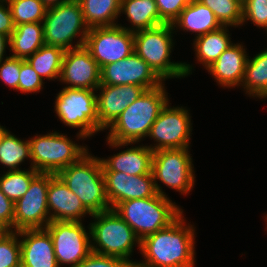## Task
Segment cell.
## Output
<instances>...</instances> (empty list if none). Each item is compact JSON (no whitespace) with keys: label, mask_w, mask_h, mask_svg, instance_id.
Here are the masks:
<instances>
[{"label":"cell","mask_w":267,"mask_h":267,"mask_svg":"<svg viewBox=\"0 0 267 267\" xmlns=\"http://www.w3.org/2000/svg\"><path fill=\"white\" fill-rule=\"evenodd\" d=\"M14 25L43 22L47 8L39 0H6Z\"/></svg>","instance_id":"cell-32"},{"label":"cell","mask_w":267,"mask_h":267,"mask_svg":"<svg viewBox=\"0 0 267 267\" xmlns=\"http://www.w3.org/2000/svg\"><path fill=\"white\" fill-rule=\"evenodd\" d=\"M91 217L95 221L90 223V237L96 244L91 241L92 252L132 261L129 258L133 246L138 244L140 249L141 242L133 229L113 209L92 214Z\"/></svg>","instance_id":"cell-6"},{"label":"cell","mask_w":267,"mask_h":267,"mask_svg":"<svg viewBox=\"0 0 267 267\" xmlns=\"http://www.w3.org/2000/svg\"><path fill=\"white\" fill-rule=\"evenodd\" d=\"M103 175L111 209L123 201L153 197L157 194L153 173L132 176L123 172L103 171Z\"/></svg>","instance_id":"cell-17"},{"label":"cell","mask_w":267,"mask_h":267,"mask_svg":"<svg viewBox=\"0 0 267 267\" xmlns=\"http://www.w3.org/2000/svg\"><path fill=\"white\" fill-rule=\"evenodd\" d=\"M101 85H138L146 90L157 88L163 81L145 60L135 52L127 58L106 64L100 69Z\"/></svg>","instance_id":"cell-15"},{"label":"cell","mask_w":267,"mask_h":267,"mask_svg":"<svg viewBox=\"0 0 267 267\" xmlns=\"http://www.w3.org/2000/svg\"><path fill=\"white\" fill-rule=\"evenodd\" d=\"M153 152L148 146H136L108 159H101L102 171H117L139 176L152 173Z\"/></svg>","instance_id":"cell-22"},{"label":"cell","mask_w":267,"mask_h":267,"mask_svg":"<svg viewBox=\"0 0 267 267\" xmlns=\"http://www.w3.org/2000/svg\"><path fill=\"white\" fill-rule=\"evenodd\" d=\"M94 91L96 90L64 87L56 96L54 107L58 118L66 126L81 128L78 139L101 131Z\"/></svg>","instance_id":"cell-9"},{"label":"cell","mask_w":267,"mask_h":267,"mask_svg":"<svg viewBox=\"0 0 267 267\" xmlns=\"http://www.w3.org/2000/svg\"><path fill=\"white\" fill-rule=\"evenodd\" d=\"M97 116L99 129L103 131L131 105L146 89L138 85H99L96 91Z\"/></svg>","instance_id":"cell-18"},{"label":"cell","mask_w":267,"mask_h":267,"mask_svg":"<svg viewBox=\"0 0 267 267\" xmlns=\"http://www.w3.org/2000/svg\"><path fill=\"white\" fill-rule=\"evenodd\" d=\"M48 210L51 222H81L85 214L92 216L57 174L51 178L48 186Z\"/></svg>","instance_id":"cell-20"},{"label":"cell","mask_w":267,"mask_h":267,"mask_svg":"<svg viewBox=\"0 0 267 267\" xmlns=\"http://www.w3.org/2000/svg\"><path fill=\"white\" fill-rule=\"evenodd\" d=\"M57 175L91 214L111 209L100 158L87 153Z\"/></svg>","instance_id":"cell-3"},{"label":"cell","mask_w":267,"mask_h":267,"mask_svg":"<svg viewBox=\"0 0 267 267\" xmlns=\"http://www.w3.org/2000/svg\"><path fill=\"white\" fill-rule=\"evenodd\" d=\"M76 267H136V261L91 252Z\"/></svg>","instance_id":"cell-37"},{"label":"cell","mask_w":267,"mask_h":267,"mask_svg":"<svg viewBox=\"0 0 267 267\" xmlns=\"http://www.w3.org/2000/svg\"><path fill=\"white\" fill-rule=\"evenodd\" d=\"M65 50L57 46L43 45L25 60L37 74L47 80L59 79Z\"/></svg>","instance_id":"cell-28"},{"label":"cell","mask_w":267,"mask_h":267,"mask_svg":"<svg viewBox=\"0 0 267 267\" xmlns=\"http://www.w3.org/2000/svg\"><path fill=\"white\" fill-rule=\"evenodd\" d=\"M8 7H6L5 3ZM5 6H4V5ZM15 29L11 10L6 0H0V33L10 38Z\"/></svg>","instance_id":"cell-40"},{"label":"cell","mask_w":267,"mask_h":267,"mask_svg":"<svg viewBox=\"0 0 267 267\" xmlns=\"http://www.w3.org/2000/svg\"><path fill=\"white\" fill-rule=\"evenodd\" d=\"M248 60L242 44H231L207 70L224 87L240 86Z\"/></svg>","instance_id":"cell-21"},{"label":"cell","mask_w":267,"mask_h":267,"mask_svg":"<svg viewBox=\"0 0 267 267\" xmlns=\"http://www.w3.org/2000/svg\"><path fill=\"white\" fill-rule=\"evenodd\" d=\"M42 23L45 45L57 46L65 51L85 45L89 27L84 21L78 0L47 8ZM77 35L80 39L75 46H72L73 39Z\"/></svg>","instance_id":"cell-7"},{"label":"cell","mask_w":267,"mask_h":267,"mask_svg":"<svg viewBox=\"0 0 267 267\" xmlns=\"http://www.w3.org/2000/svg\"><path fill=\"white\" fill-rule=\"evenodd\" d=\"M84 46L101 69L134 52V33L124 29L121 24L89 28Z\"/></svg>","instance_id":"cell-12"},{"label":"cell","mask_w":267,"mask_h":267,"mask_svg":"<svg viewBox=\"0 0 267 267\" xmlns=\"http://www.w3.org/2000/svg\"><path fill=\"white\" fill-rule=\"evenodd\" d=\"M173 28L179 27L187 32L197 33L196 37L218 30L223 25L215 14L198 0H192L172 23Z\"/></svg>","instance_id":"cell-23"},{"label":"cell","mask_w":267,"mask_h":267,"mask_svg":"<svg viewBox=\"0 0 267 267\" xmlns=\"http://www.w3.org/2000/svg\"><path fill=\"white\" fill-rule=\"evenodd\" d=\"M40 172L30 167V170L7 171L0 177L1 192L14 203L28 191L31 181Z\"/></svg>","instance_id":"cell-31"},{"label":"cell","mask_w":267,"mask_h":267,"mask_svg":"<svg viewBox=\"0 0 267 267\" xmlns=\"http://www.w3.org/2000/svg\"><path fill=\"white\" fill-rule=\"evenodd\" d=\"M89 28L114 26L120 13L121 0H78Z\"/></svg>","instance_id":"cell-27"},{"label":"cell","mask_w":267,"mask_h":267,"mask_svg":"<svg viewBox=\"0 0 267 267\" xmlns=\"http://www.w3.org/2000/svg\"><path fill=\"white\" fill-rule=\"evenodd\" d=\"M181 214L168 227L143 238L140 242L143 262L136 267H194L193 225L185 226Z\"/></svg>","instance_id":"cell-1"},{"label":"cell","mask_w":267,"mask_h":267,"mask_svg":"<svg viewBox=\"0 0 267 267\" xmlns=\"http://www.w3.org/2000/svg\"><path fill=\"white\" fill-rule=\"evenodd\" d=\"M11 231V228L3 220L0 219V236L7 235Z\"/></svg>","instance_id":"cell-44"},{"label":"cell","mask_w":267,"mask_h":267,"mask_svg":"<svg viewBox=\"0 0 267 267\" xmlns=\"http://www.w3.org/2000/svg\"><path fill=\"white\" fill-rule=\"evenodd\" d=\"M20 58L6 57L0 62V79L10 88L18 90Z\"/></svg>","instance_id":"cell-38"},{"label":"cell","mask_w":267,"mask_h":267,"mask_svg":"<svg viewBox=\"0 0 267 267\" xmlns=\"http://www.w3.org/2000/svg\"><path fill=\"white\" fill-rule=\"evenodd\" d=\"M22 267H59L53 242L46 228L19 231Z\"/></svg>","instance_id":"cell-19"},{"label":"cell","mask_w":267,"mask_h":267,"mask_svg":"<svg viewBox=\"0 0 267 267\" xmlns=\"http://www.w3.org/2000/svg\"><path fill=\"white\" fill-rule=\"evenodd\" d=\"M19 231H11L0 236V267H15L21 265V247L18 240Z\"/></svg>","instance_id":"cell-34"},{"label":"cell","mask_w":267,"mask_h":267,"mask_svg":"<svg viewBox=\"0 0 267 267\" xmlns=\"http://www.w3.org/2000/svg\"><path fill=\"white\" fill-rule=\"evenodd\" d=\"M161 109L158 118L150 128L148 136L157 142L148 146L152 151L161 149H189L192 131L188 110L182 107L171 108L168 104Z\"/></svg>","instance_id":"cell-14"},{"label":"cell","mask_w":267,"mask_h":267,"mask_svg":"<svg viewBox=\"0 0 267 267\" xmlns=\"http://www.w3.org/2000/svg\"><path fill=\"white\" fill-rule=\"evenodd\" d=\"M7 131L8 130H6V128H3V126H0V144H1L2 138L4 137Z\"/></svg>","instance_id":"cell-45"},{"label":"cell","mask_w":267,"mask_h":267,"mask_svg":"<svg viewBox=\"0 0 267 267\" xmlns=\"http://www.w3.org/2000/svg\"><path fill=\"white\" fill-rule=\"evenodd\" d=\"M26 158L31 159L29 140L22 141L7 131L0 144V163L9 171L20 170L19 164Z\"/></svg>","instance_id":"cell-30"},{"label":"cell","mask_w":267,"mask_h":267,"mask_svg":"<svg viewBox=\"0 0 267 267\" xmlns=\"http://www.w3.org/2000/svg\"><path fill=\"white\" fill-rule=\"evenodd\" d=\"M251 20L257 27L267 31V0H244L242 2V25Z\"/></svg>","instance_id":"cell-35"},{"label":"cell","mask_w":267,"mask_h":267,"mask_svg":"<svg viewBox=\"0 0 267 267\" xmlns=\"http://www.w3.org/2000/svg\"><path fill=\"white\" fill-rule=\"evenodd\" d=\"M241 86L250 96L267 98V49L248 58Z\"/></svg>","instance_id":"cell-29"},{"label":"cell","mask_w":267,"mask_h":267,"mask_svg":"<svg viewBox=\"0 0 267 267\" xmlns=\"http://www.w3.org/2000/svg\"><path fill=\"white\" fill-rule=\"evenodd\" d=\"M121 12L127 15L133 25L132 28H123L133 33L166 23L160 17L155 0H121Z\"/></svg>","instance_id":"cell-24"},{"label":"cell","mask_w":267,"mask_h":267,"mask_svg":"<svg viewBox=\"0 0 267 267\" xmlns=\"http://www.w3.org/2000/svg\"><path fill=\"white\" fill-rule=\"evenodd\" d=\"M10 44V38L0 33V62L4 59L6 45Z\"/></svg>","instance_id":"cell-42"},{"label":"cell","mask_w":267,"mask_h":267,"mask_svg":"<svg viewBox=\"0 0 267 267\" xmlns=\"http://www.w3.org/2000/svg\"><path fill=\"white\" fill-rule=\"evenodd\" d=\"M163 85L146 90L113 121L106 140L110 146L120 148L148 137L161 109L169 102Z\"/></svg>","instance_id":"cell-2"},{"label":"cell","mask_w":267,"mask_h":267,"mask_svg":"<svg viewBox=\"0 0 267 267\" xmlns=\"http://www.w3.org/2000/svg\"><path fill=\"white\" fill-rule=\"evenodd\" d=\"M60 80L70 84L66 88L96 90L100 85V68L85 47L66 50Z\"/></svg>","instance_id":"cell-16"},{"label":"cell","mask_w":267,"mask_h":267,"mask_svg":"<svg viewBox=\"0 0 267 267\" xmlns=\"http://www.w3.org/2000/svg\"><path fill=\"white\" fill-rule=\"evenodd\" d=\"M41 1L46 8H50L61 3L69 2L71 0H39Z\"/></svg>","instance_id":"cell-43"},{"label":"cell","mask_w":267,"mask_h":267,"mask_svg":"<svg viewBox=\"0 0 267 267\" xmlns=\"http://www.w3.org/2000/svg\"><path fill=\"white\" fill-rule=\"evenodd\" d=\"M113 210L140 240L168 227L183 213L175 202L158 193L153 197L120 202Z\"/></svg>","instance_id":"cell-4"},{"label":"cell","mask_w":267,"mask_h":267,"mask_svg":"<svg viewBox=\"0 0 267 267\" xmlns=\"http://www.w3.org/2000/svg\"><path fill=\"white\" fill-rule=\"evenodd\" d=\"M192 0H155L160 17L172 24Z\"/></svg>","instance_id":"cell-39"},{"label":"cell","mask_w":267,"mask_h":267,"mask_svg":"<svg viewBox=\"0 0 267 267\" xmlns=\"http://www.w3.org/2000/svg\"><path fill=\"white\" fill-rule=\"evenodd\" d=\"M188 148L161 149L153 152L152 173L156 192L167 197L158 185L160 180L171 189L187 194L194 186V166Z\"/></svg>","instance_id":"cell-10"},{"label":"cell","mask_w":267,"mask_h":267,"mask_svg":"<svg viewBox=\"0 0 267 267\" xmlns=\"http://www.w3.org/2000/svg\"><path fill=\"white\" fill-rule=\"evenodd\" d=\"M15 204L8 199L0 189V219L3 220L13 231Z\"/></svg>","instance_id":"cell-41"},{"label":"cell","mask_w":267,"mask_h":267,"mask_svg":"<svg viewBox=\"0 0 267 267\" xmlns=\"http://www.w3.org/2000/svg\"><path fill=\"white\" fill-rule=\"evenodd\" d=\"M173 30L172 24L165 23L134 33V52L147 62L162 81L188 76L192 70L190 64L170 61Z\"/></svg>","instance_id":"cell-5"},{"label":"cell","mask_w":267,"mask_h":267,"mask_svg":"<svg viewBox=\"0 0 267 267\" xmlns=\"http://www.w3.org/2000/svg\"><path fill=\"white\" fill-rule=\"evenodd\" d=\"M229 26H222L218 30L208 32L196 37L194 49L197 59L207 69L232 43L230 35L227 34Z\"/></svg>","instance_id":"cell-26"},{"label":"cell","mask_w":267,"mask_h":267,"mask_svg":"<svg viewBox=\"0 0 267 267\" xmlns=\"http://www.w3.org/2000/svg\"><path fill=\"white\" fill-rule=\"evenodd\" d=\"M44 45L43 23H23L15 26L10 36L11 57L26 59Z\"/></svg>","instance_id":"cell-25"},{"label":"cell","mask_w":267,"mask_h":267,"mask_svg":"<svg viewBox=\"0 0 267 267\" xmlns=\"http://www.w3.org/2000/svg\"><path fill=\"white\" fill-rule=\"evenodd\" d=\"M206 5L223 26L242 25V2L240 0H198Z\"/></svg>","instance_id":"cell-33"},{"label":"cell","mask_w":267,"mask_h":267,"mask_svg":"<svg viewBox=\"0 0 267 267\" xmlns=\"http://www.w3.org/2000/svg\"><path fill=\"white\" fill-rule=\"evenodd\" d=\"M54 173H39L14 209L13 231L45 228L51 221L48 210V186Z\"/></svg>","instance_id":"cell-11"},{"label":"cell","mask_w":267,"mask_h":267,"mask_svg":"<svg viewBox=\"0 0 267 267\" xmlns=\"http://www.w3.org/2000/svg\"><path fill=\"white\" fill-rule=\"evenodd\" d=\"M43 80L25 59L20 58L19 91L22 93L40 92L43 88Z\"/></svg>","instance_id":"cell-36"},{"label":"cell","mask_w":267,"mask_h":267,"mask_svg":"<svg viewBox=\"0 0 267 267\" xmlns=\"http://www.w3.org/2000/svg\"><path fill=\"white\" fill-rule=\"evenodd\" d=\"M31 168L41 173L57 174L61 169L79 161L88 149L67 138L50 132L30 138Z\"/></svg>","instance_id":"cell-8"},{"label":"cell","mask_w":267,"mask_h":267,"mask_svg":"<svg viewBox=\"0 0 267 267\" xmlns=\"http://www.w3.org/2000/svg\"><path fill=\"white\" fill-rule=\"evenodd\" d=\"M52 239L59 267L64 264L76 267L91 252L90 231L82 222L52 221L45 227Z\"/></svg>","instance_id":"cell-13"}]
</instances>
